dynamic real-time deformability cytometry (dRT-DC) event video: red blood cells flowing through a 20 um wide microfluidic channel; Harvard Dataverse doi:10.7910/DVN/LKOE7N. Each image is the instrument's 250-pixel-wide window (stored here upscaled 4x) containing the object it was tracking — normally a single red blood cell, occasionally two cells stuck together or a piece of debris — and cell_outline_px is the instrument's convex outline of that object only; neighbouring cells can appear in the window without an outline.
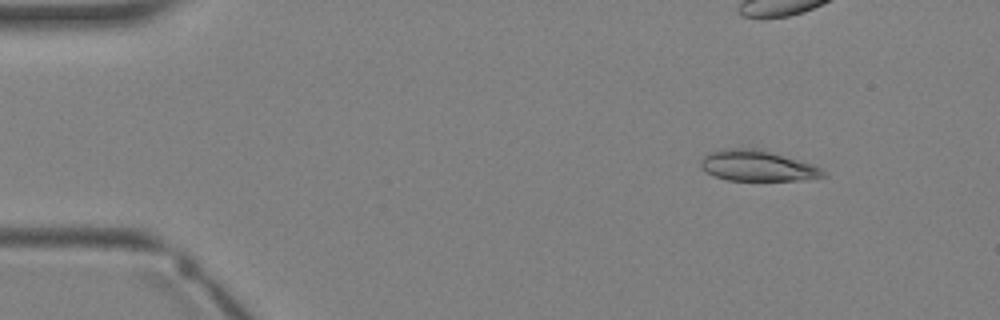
{"species": "Egyptian fruit bat (a non-hibernating species)", "species_latin": "Rousettus aegyptiacus", "temperature_condition": "warm", "stored_images_in_passage": 3, "camera_frame_rate_fps": 3000, "um_per_image_px": 0.085, "animal": {"sex": "female"}, "frame": {"image": 1, "passage_image": 1, "time_ms": 0.0, "image_size_px": [1000, 320], "cell_outline_px": [[828, 176], [800, 180], [728, 180], [716, 176], [708, 172], [700, 164], [700, 160], [708, 152], [720, 148], [756, 148], [812, 164], [820, 168]], "centroid_in_image_um": [64.35, 14.08], "position_along_channel_um": 20.6, "area_um2": 21.68}}